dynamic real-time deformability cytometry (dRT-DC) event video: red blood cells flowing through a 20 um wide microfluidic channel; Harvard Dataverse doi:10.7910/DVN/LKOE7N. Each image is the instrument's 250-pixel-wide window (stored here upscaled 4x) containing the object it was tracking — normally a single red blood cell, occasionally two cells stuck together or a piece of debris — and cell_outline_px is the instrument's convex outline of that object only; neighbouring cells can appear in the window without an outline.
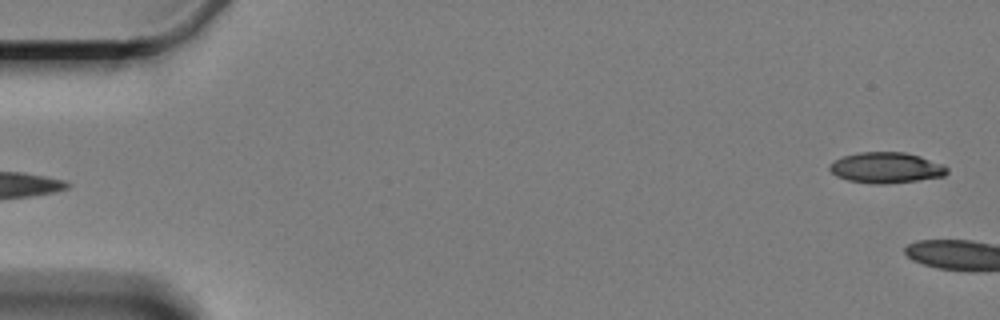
{"species": "Egyptian fruit bat (a non-hibernating species)", "species_latin": "Rousettus aegyptiacus", "temperature_condition": "cold", "stored_images_in_passage": 5, "segment_of_instrument_passage": [2, 2], "camera_frame_rate_fps": 3000, "um_per_image_px": 0.085, "animal": {"sex": "female"}, "frame": {"image": 1, "passage_image": 5, "time_ms": 5.333, "image_size_px": [1000, 320], "cell_outline_px": [[948, 172], [944, 176], [916, 180], [884, 184], [876, 184], [848, 180], [836, 176], [828, 168], [836, 160], [844, 156], [860, 152], [904, 152], [920, 156], [944, 164], [948, 168]], "centroid_in_image_um": [75.36, 14.25], "position_along_channel_um": 9.6, "area_um2": 20.87}}